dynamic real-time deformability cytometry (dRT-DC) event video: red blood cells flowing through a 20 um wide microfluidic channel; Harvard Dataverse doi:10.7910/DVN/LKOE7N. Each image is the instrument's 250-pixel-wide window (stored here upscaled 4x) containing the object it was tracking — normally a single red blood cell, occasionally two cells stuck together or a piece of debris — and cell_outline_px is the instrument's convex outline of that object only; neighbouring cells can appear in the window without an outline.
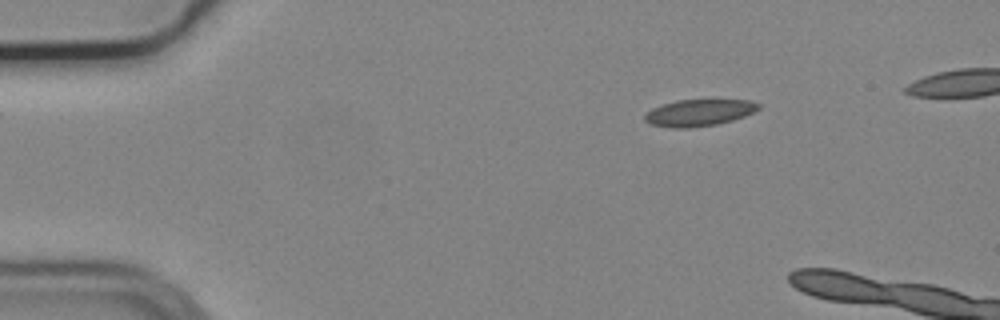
{"species": "common noctule bat (a hibernating species)", "species_latin": "Nyctalus noctula", "temperature_condition": "cold", "stored_images_in_passage": 8, "camera_frame_rate_fps": 3000, "um_per_image_px": 0.085, "animal": {"sex": "male", "body_mass_g": 19.2, "forearm_length_mm": 51.8}, "frame": {"image": 1, "passage_image": 1, "time_ms": 0.0, "image_size_px": [1000, 320], "cell_outline_px": [[760, 108], [744, 116], [732, 120], [716, 124], [688, 128], [672, 128], [652, 124], [644, 120], [644, 116], [652, 108], [676, 100], [752, 100], [760, 104]], "centroid_in_image_um": [59.42, 9.57], "position_along_channel_um": 25.6, "area_um2": 17.51}}